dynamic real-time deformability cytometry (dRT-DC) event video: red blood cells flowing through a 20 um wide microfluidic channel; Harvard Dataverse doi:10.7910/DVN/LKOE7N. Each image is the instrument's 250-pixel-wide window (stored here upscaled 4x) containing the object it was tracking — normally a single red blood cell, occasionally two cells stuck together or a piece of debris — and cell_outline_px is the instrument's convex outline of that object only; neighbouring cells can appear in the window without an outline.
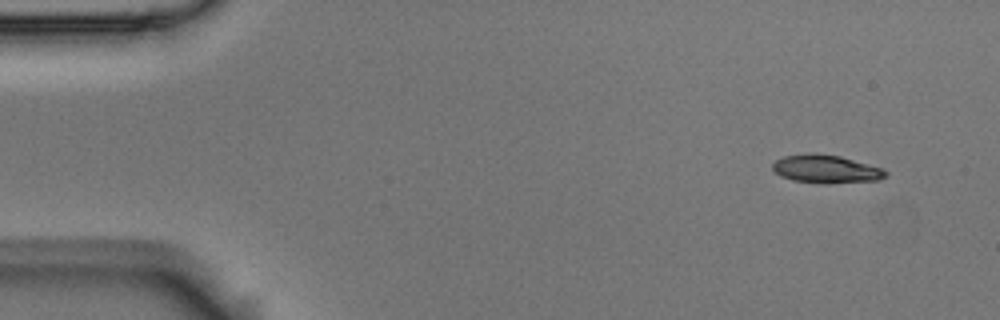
{"species": "Egyptian fruit bat (a non-hibernating species)", "species_latin": "Rousettus aegyptiacus", "temperature_condition": "room temperature", "stored_images_in_passage": 3, "camera_frame_rate_fps": 3000, "um_per_image_px": 0.085, "animal": {"sex": "male"}, "frame": {"image": 1, "passage_image": 1, "time_ms": 0.0, "image_size_px": [1000, 320], "cell_outline_px": [[888, 176], [880, 180], [828, 184], [820, 184], [792, 180], [780, 176], [772, 168], [772, 164], [776, 160], [784, 156], [808, 152], [812, 152], [840, 156], [884, 168], [888, 172]], "centroid_in_image_um": [70.24, 14.37], "position_along_channel_um": 14.8, "area_um2": 19.02}}